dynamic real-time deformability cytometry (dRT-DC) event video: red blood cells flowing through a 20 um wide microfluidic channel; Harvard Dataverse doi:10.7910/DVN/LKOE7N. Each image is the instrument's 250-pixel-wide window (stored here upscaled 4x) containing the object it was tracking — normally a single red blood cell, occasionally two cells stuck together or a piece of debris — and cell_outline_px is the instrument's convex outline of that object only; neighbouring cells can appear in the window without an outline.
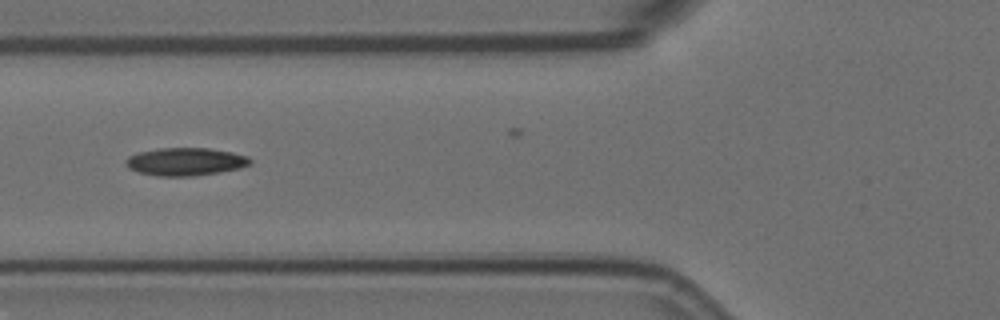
{"species": "Egyptian fruit bat (a non-hibernating species)", "species_latin": "Rousettus aegyptiacus", "temperature_condition": "room temperature", "stored_images_in_passage": 13, "camera_frame_rate_fps": 3000, "um_per_image_px": 0.085, "animal": {"sex": "female"}, "frame": {"image": 1, "passage_image": 6, "time_ms": 1.667, "image_size_px": [1000, 320], "cell_outline_px": [[252, 164], [240, 168], [220, 172], [192, 176], [156, 176], [136, 172], [128, 168], [124, 164], [124, 160], [128, 156], [140, 152], [160, 148], [208, 148], [232, 152], [248, 156], [252, 160]], "centroid_in_image_um": [15.75, 13.75], "position_along_channel_um": 110.1, "area_um2": 20.4}}
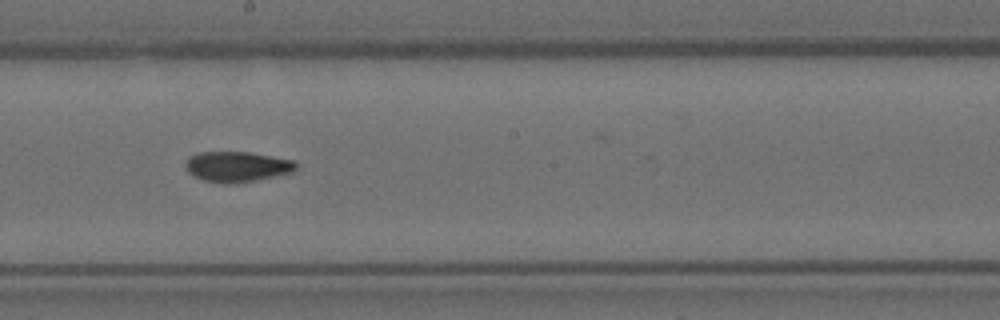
{"frame": {"image": 2, "passage_image": 9, "time_ms": 2.667, "image_size_px": [1000, 320], "cell_outline_px": [[300, 168], [292, 172], [252, 180], [224, 184], [204, 180], [192, 176], [188, 172], [184, 164], [192, 156], [200, 152], [248, 152], [296, 160]], "centroid_in_image_um": [20.18, 14.15], "position_along_channel_um": 228.0, "area_um2": 19.42}}
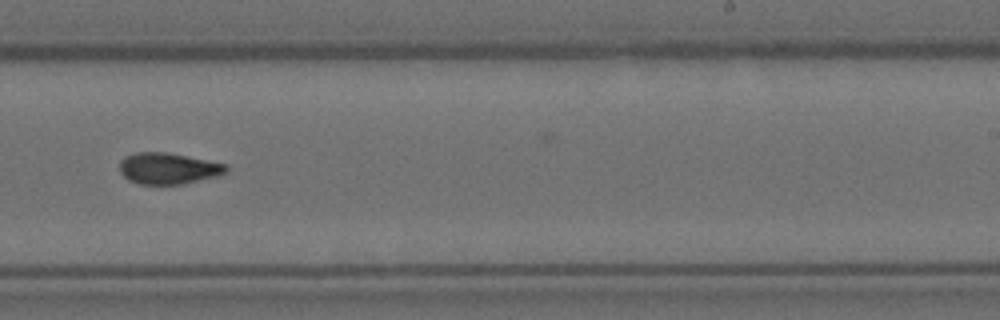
{"frame": {"image": 3, "passage_image": 10, "time_ms": 3.0, "image_size_px": [1000, 320], "cell_outline_px": [[228, 168], [224, 172], [216, 176], [184, 184], [140, 184], [128, 180], [120, 172], [120, 160], [124, 156], [136, 152], [168, 152], [224, 164]], "centroid_in_image_um": [14.23, 14.31], "position_along_channel_um": 274.8, "area_um2": 19.25}}